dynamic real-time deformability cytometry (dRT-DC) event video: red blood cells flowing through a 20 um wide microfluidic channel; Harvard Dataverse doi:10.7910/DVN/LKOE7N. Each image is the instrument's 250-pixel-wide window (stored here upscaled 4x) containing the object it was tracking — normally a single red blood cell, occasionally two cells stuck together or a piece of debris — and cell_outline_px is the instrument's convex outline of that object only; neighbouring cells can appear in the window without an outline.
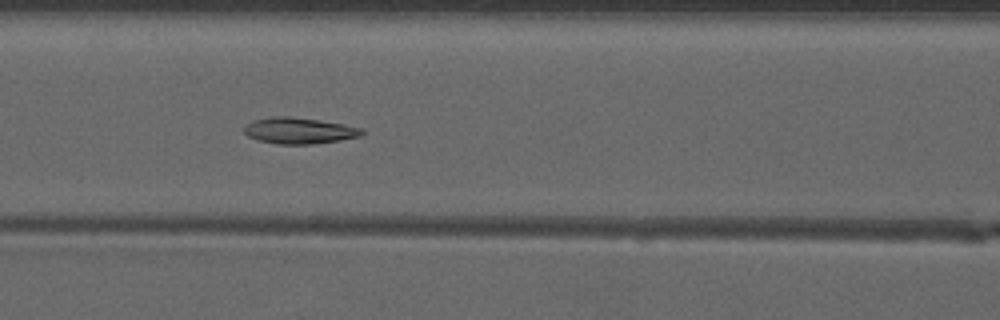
{"species": "common noctule bat (a hibernating species)", "species_latin": "Nyctalus noctula", "temperature_condition": "warm", "stored_images_in_passage": 16, "camera_frame_rate_fps": 3000, "um_per_image_px": 0.085, "animal": {"sex": "male", "forearm_length_mm": 52.5}, "frame": {"image": 1, "passage_image": 12, "time_ms": 3.667, "image_size_px": [1000, 320], "cell_outline_px": [[364, 132], [360, 136], [340, 140], [312, 144], [276, 144], [256, 140], [248, 136], [244, 132], [244, 124], [252, 120], [276, 116], [288, 116], [320, 120], [344, 124], [360, 128]], "centroid_in_image_um": [25.37, 11.1], "position_along_channel_um": 141.2, "area_um2": 18.03}}
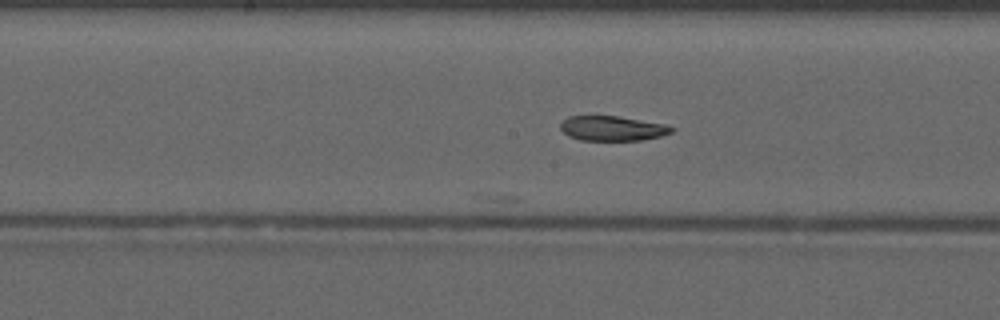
{"frame": {"image": 2, "passage_image": 16, "time_ms": 5.0, "image_size_px": [1000, 320], "cell_outline_px": [[676, 128], [672, 132], [660, 136], [640, 140], [580, 140], [568, 136], [560, 128], [560, 124], [568, 116], [620, 116], [668, 124]], "centroid_in_image_um": [52.09, 10.9], "position_along_channel_um": 196.1, "area_um2": 16.18}}